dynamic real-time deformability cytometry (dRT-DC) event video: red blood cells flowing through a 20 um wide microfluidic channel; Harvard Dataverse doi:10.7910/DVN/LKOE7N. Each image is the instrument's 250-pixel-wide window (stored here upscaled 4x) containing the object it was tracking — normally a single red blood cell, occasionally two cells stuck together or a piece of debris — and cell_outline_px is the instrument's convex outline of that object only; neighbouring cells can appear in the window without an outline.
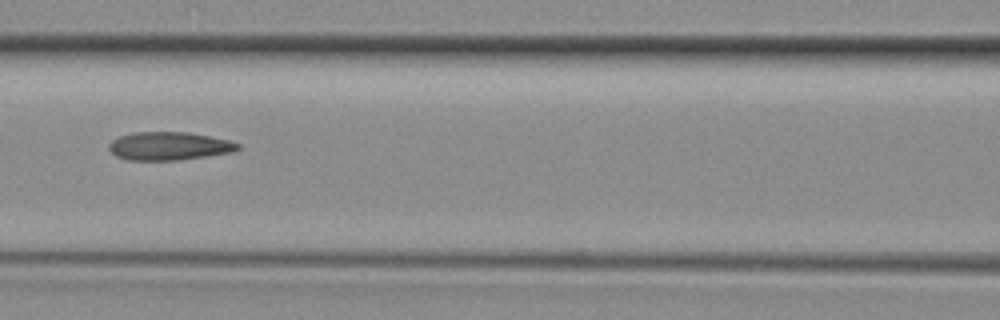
{"species": "common noctule bat (a hibernating species)", "species_latin": "Nyctalus noctula", "temperature_condition": "room temperature", "stored_images_in_passage": 4, "camera_frame_rate_fps": 3000, "um_per_image_px": 0.085, "animal": {"sex": "female", "body_mass_g": 29.2, "forearm_length_mm": 56.3}, "frame": {"image": 1, "passage_image": 4, "time_ms": 1.0, "image_size_px": [1000, 320], "cell_outline_px": [[240, 148], [232, 152], [176, 160], [128, 160], [116, 156], [108, 148], [108, 144], [112, 140], [120, 136], [132, 132], [188, 132], [228, 140], [240, 144]], "centroid_in_image_um": [14.33, 12.41], "position_along_channel_um": 152.3, "area_um2": 21.04}}